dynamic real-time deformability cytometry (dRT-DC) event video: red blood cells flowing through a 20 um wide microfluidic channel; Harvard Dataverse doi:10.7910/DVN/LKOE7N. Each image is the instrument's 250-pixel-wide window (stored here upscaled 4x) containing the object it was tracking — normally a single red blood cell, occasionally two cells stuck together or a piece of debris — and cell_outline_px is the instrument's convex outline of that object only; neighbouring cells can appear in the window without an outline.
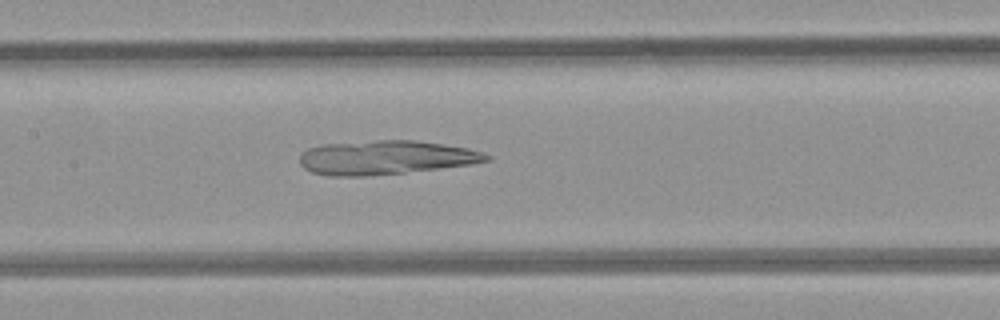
{"species": "common noctule bat (a hibernating species)", "species_latin": "Nyctalus noctula", "temperature_condition": "room temperature", "stored_images_in_passage": 8, "camera_frame_rate_fps": 3000, "um_per_image_px": 0.085, "animal": {"sex": "female", "body_mass_g": 21.9}, "frame": {"image": 1, "passage_image": 8, "time_ms": 9.0, "image_size_px": [1000, 320], "cell_outline_px": [[492, 160], [472, 164], [404, 172], [364, 176], [328, 176], [312, 172], [304, 168], [300, 164], [300, 156], [308, 148], [324, 144], [380, 140], [416, 140], [468, 148], [484, 152], [492, 156]], "centroid_in_image_um": [32.81, 13.39], "position_along_channel_um": 174.6, "area_um2": 36.88}}